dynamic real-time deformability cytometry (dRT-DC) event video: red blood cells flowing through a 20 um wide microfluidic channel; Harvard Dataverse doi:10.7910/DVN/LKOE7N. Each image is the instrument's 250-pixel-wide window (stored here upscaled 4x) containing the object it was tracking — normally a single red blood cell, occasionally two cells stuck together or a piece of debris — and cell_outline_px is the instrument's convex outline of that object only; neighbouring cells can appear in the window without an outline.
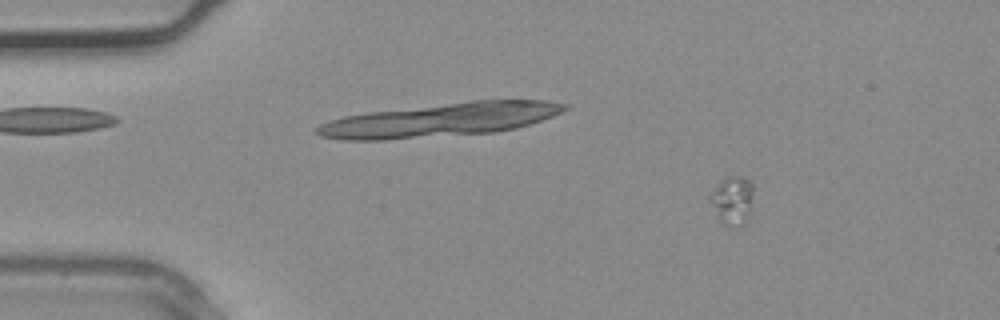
{"species": "common noctule bat (a hibernating species)", "species_latin": "Nyctalus noctula", "temperature_condition": "warm", "stored_images_in_passage": 3, "camera_frame_rate_fps": 3000, "um_per_image_px": 0.085, "animal": {"sex": "male", "body_mass_g": 20.4}, "frame": {"image": 1, "passage_image": 2, "time_ms": 0.333, "image_size_px": [1000, 320], "cell_outline_px": [[752, 192], [748, 216], [744, 224], [740, 228], [728, 228], [720, 220], [708, 200], [708, 196], [728, 176], [740, 176], [748, 180], [752, 184]], "centroid_in_image_um": [62.24, 17.09], "position_along_channel_um": 22.8, "area_um2": 12.02}}